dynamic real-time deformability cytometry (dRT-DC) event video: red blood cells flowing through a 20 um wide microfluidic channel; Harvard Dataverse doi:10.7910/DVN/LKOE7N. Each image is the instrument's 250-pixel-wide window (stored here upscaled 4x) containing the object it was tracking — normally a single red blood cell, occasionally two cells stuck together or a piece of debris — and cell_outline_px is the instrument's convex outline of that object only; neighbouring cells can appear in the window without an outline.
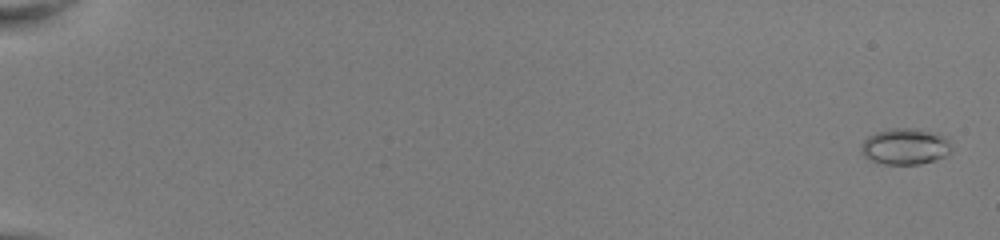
{"species": "common noctule bat (a hibernating species)", "species_latin": "Nyctalus noctula", "temperature_condition": "room temperature", "stored_images_in_passage": 53, "camera_frame_rate_fps": 3000, "um_per_image_px": 0.085, "animal": {"sex": "female", "body_mass_g": 22.0, "forearm_length_mm": 56.7}, "frame": {"image": 1, "passage_image": 2, "time_ms": 0.333, "image_size_px": [1000, 240], "cell_outline_px": [[952, 148], [944, 156], [936, 160], [920, 164], [884, 164], [872, 160], [864, 156], [860, 152], [860, 144], [868, 136], [876, 132], [888, 128], [916, 128], [936, 132], [948, 136]], "centroid_in_image_um": [76.95, 12.43], "position_along_channel_um": 8.0, "area_um2": 19.42}}
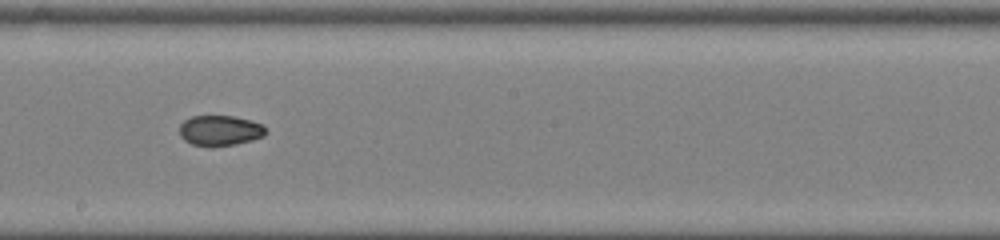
{"frame": {"image": 2, "passage_image": 33, "time_ms": 10.667, "image_size_px": [1000, 240], "cell_outline_px": [[264, 136], [252, 140], [212, 148], [192, 144], [184, 140], [180, 136], [180, 124], [184, 120], [192, 116], [232, 116], [252, 120], [264, 124]], "centroid_in_image_um": [18.67, 11.1], "position_along_channel_um": 229.5, "area_um2": 15.37}}
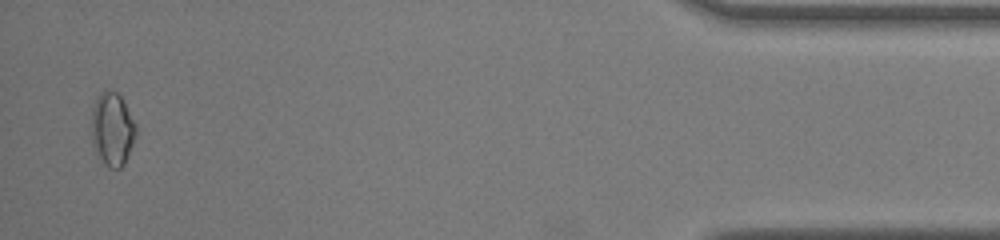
{"frame": {"image": 3, "passage_image": 52, "time_ms": 17.0, "image_size_px": [1000, 240], "cell_outline_px": [[136, 136], [124, 164], [120, 168], [112, 168], [100, 156], [92, 144], [92, 108], [100, 92], [116, 92], [120, 96], [136, 124]], "centroid_in_image_um": [9.56, 10.97], "position_along_channel_um": 425.6, "area_um2": 18.38}, "authors_computed_cell_mechanics": {"area_um2": 16.3574, "velocity_mm_per_s": 4.0846, "shape_relaxation_time_tau1_ms": null, "shape_relaxation_time_tau2_ms": 1.9668, "deformation_change_tau1": null, "deformation_change_tau2": 0.0488}}